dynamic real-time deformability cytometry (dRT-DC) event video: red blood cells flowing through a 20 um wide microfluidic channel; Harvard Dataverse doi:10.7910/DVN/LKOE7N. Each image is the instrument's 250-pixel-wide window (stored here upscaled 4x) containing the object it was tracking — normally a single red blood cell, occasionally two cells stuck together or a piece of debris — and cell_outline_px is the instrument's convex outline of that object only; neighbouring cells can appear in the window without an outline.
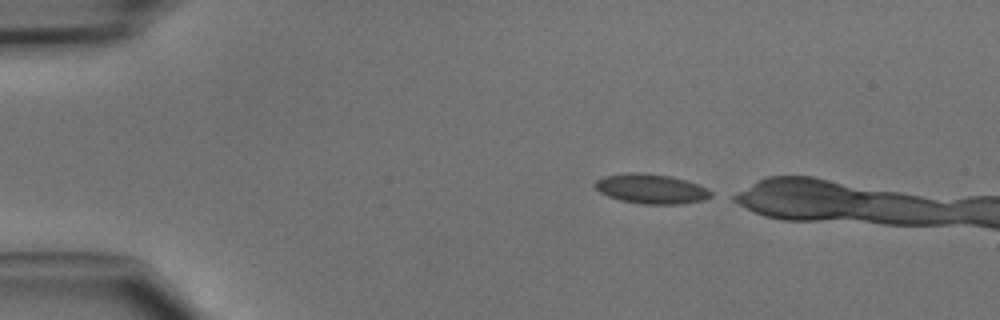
{"species": "common noctule bat (a hibernating species)", "species_latin": "Nyctalus noctula", "temperature_condition": "cold", "stored_images_in_passage": 10, "camera_frame_rate_fps": 3000, "um_per_image_px": 0.085, "animal": {"sex": "male", "body_mass_g": 15.6}, "frame": {"image": 1, "passage_image": 1, "time_ms": 0.0, "image_size_px": [1000, 320], "cell_outline_px": [[712, 196], [704, 200], [680, 204], [644, 204], [620, 200], [608, 196], [600, 192], [592, 184], [596, 180], [604, 176], [628, 172], [636, 172], [672, 176], [708, 188], [712, 192]], "centroid_in_image_um": [55.33, 16.05], "position_along_channel_um": 29.7, "area_um2": 20.06}}